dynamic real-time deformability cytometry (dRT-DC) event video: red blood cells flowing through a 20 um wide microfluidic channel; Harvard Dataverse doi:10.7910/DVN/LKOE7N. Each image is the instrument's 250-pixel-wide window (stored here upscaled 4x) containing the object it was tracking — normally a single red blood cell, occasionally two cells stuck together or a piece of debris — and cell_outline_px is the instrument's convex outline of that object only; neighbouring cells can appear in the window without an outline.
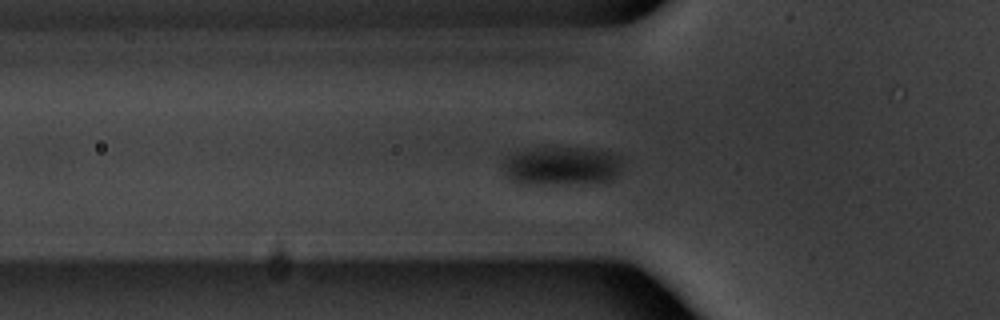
{"species": "common noctule bat (a hibernating species)", "species_latin": "Nyctalus noctula", "temperature_condition": "warm", "stored_images_in_passage": 39, "camera_frame_rate_fps": 3000, "um_per_image_px": 0.085, "animal": {"sex": "male", "body_mass_g": 20.1, "forearm_length_mm": 53.5}, "frame": {"image": 1, "passage_image": 2, "time_ms": 0.333, "image_size_px": [1000, 320], "cell_outline_px": [[620, 172], [612, 180], [604, 184], [516, 184], [508, 180], [504, 172], [504, 164], [516, 152], [536, 148], [584, 148], [608, 152], [620, 156]], "centroid_in_image_um": [47.79, 14.16], "position_along_channel_um": 78.0, "area_um2": 27.22}}
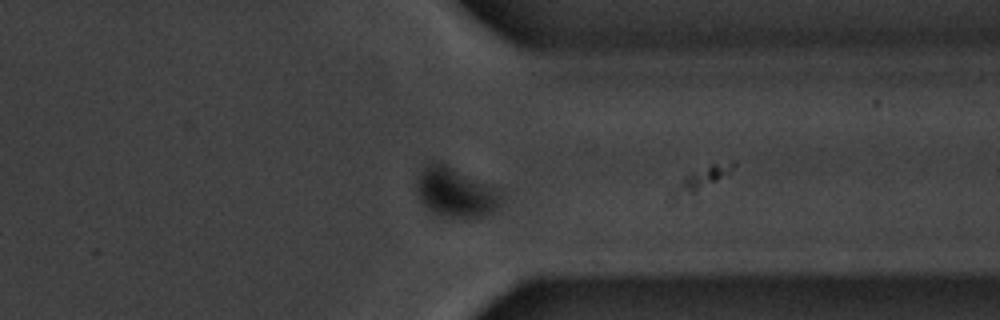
{"frame": {"image": 2, "passage_image": 26, "time_ms": 8.333, "image_size_px": [1000, 320], "cell_outline_px": [[504, 192], [500, 204], [492, 212], [476, 220], [448, 220], [424, 208], [416, 192], [416, 180], [424, 164], [428, 160], [440, 160]], "centroid_in_image_um": [38.69, 16.38], "position_along_channel_um": 372.7, "area_um2": 26.01}}
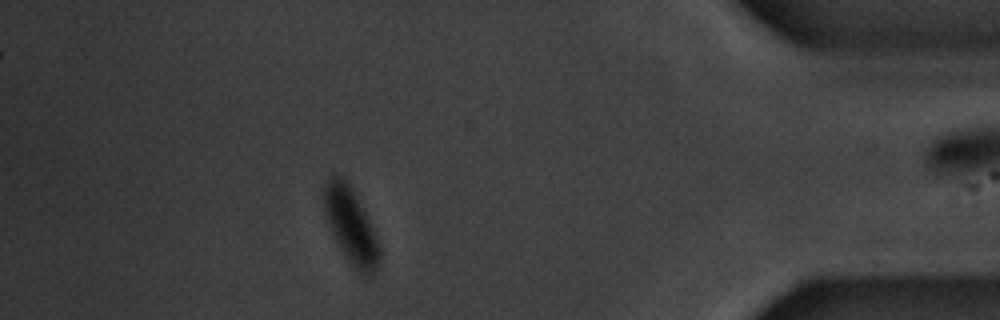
{"frame": {"image": 3, "passage_image": 32, "time_ms": 10.333, "image_size_px": [1000, 320], "cell_outline_px": [[380, 260], [376, 272], [372, 276], [364, 276], [352, 268], [344, 256], [328, 224], [324, 212], [324, 184], [332, 172], [336, 172], [352, 188], [380, 244]], "centroid_in_image_um": [29.82, 19.23], "position_along_channel_um": 405.4, "area_um2": 24.57}, "authors_computed_cell_mechanics": {"area_um2": 26.8192, "velocity_mm_per_s": 3.7015, "shape_relaxation_time_tau1_ms": 2.3405, "shape_relaxation_time_tau2_ms": null, "deformation_change_tau1": 0.1028, "deformation_change_tau2": null}}